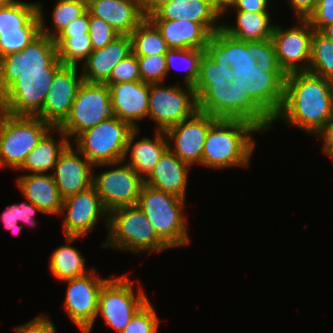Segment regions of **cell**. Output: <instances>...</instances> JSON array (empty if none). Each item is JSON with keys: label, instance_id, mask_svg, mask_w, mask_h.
<instances>
[{"label": "cell", "instance_id": "obj_9", "mask_svg": "<svg viewBox=\"0 0 333 333\" xmlns=\"http://www.w3.org/2000/svg\"><path fill=\"white\" fill-rule=\"evenodd\" d=\"M107 84L88 83L80 85L71 112L59 127L68 137H77L81 132L95 127L108 118H115Z\"/></svg>", "mask_w": 333, "mask_h": 333}, {"label": "cell", "instance_id": "obj_17", "mask_svg": "<svg viewBox=\"0 0 333 333\" xmlns=\"http://www.w3.org/2000/svg\"><path fill=\"white\" fill-rule=\"evenodd\" d=\"M77 68L63 65L54 75L43 107L36 116L51 127H60L71 112L77 91L84 81L82 73L77 75Z\"/></svg>", "mask_w": 333, "mask_h": 333}, {"label": "cell", "instance_id": "obj_13", "mask_svg": "<svg viewBox=\"0 0 333 333\" xmlns=\"http://www.w3.org/2000/svg\"><path fill=\"white\" fill-rule=\"evenodd\" d=\"M123 163L124 160L119 161L121 167L93 174V186L108 212L137 205L144 185V179L127 162Z\"/></svg>", "mask_w": 333, "mask_h": 333}, {"label": "cell", "instance_id": "obj_15", "mask_svg": "<svg viewBox=\"0 0 333 333\" xmlns=\"http://www.w3.org/2000/svg\"><path fill=\"white\" fill-rule=\"evenodd\" d=\"M297 21L296 26L287 30L275 25L271 36L279 66L286 75L309 69L314 29L307 19Z\"/></svg>", "mask_w": 333, "mask_h": 333}, {"label": "cell", "instance_id": "obj_53", "mask_svg": "<svg viewBox=\"0 0 333 333\" xmlns=\"http://www.w3.org/2000/svg\"><path fill=\"white\" fill-rule=\"evenodd\" d=\"M1 220L4 228L13 231L14 234H17L24 228L23 225H19L16 219V203L7 206L6 210L2 213Z\"/></svg>", "mask_w": 333, "mask_h": 333}, {"label": "cell", "instance_id": "obj_14", "mask_svg": "<svg viewBox=\"0 0 333 333\" xmlns=\"http://www.w3.org/2000/svg\"><path fill=\"white\" fill-rule=\"evenodd\" d=\"M93 268L88 274L63 280L68 282L64 307L73 323L89 333L98 316L99 295L104 283L109 279L97 276Z\"/></svg>", "mask_w": 333, "mask_h": 333}, {"label": "cell", "instance_id": "obj_37", "mask_svg": "<svg viewBox=\"0 0 333 333\" xmlns=\"http://www.w3.org/2000/svg\"><path fill=\"white\" fill-rule=\"evenodd\" d=\"M205 53V49H173L170 48L166 53V67L167 73L170 72V69L175 68L176 61L179 60L185 64L183 67L186 70V74L183 78L184 84L194 87L195 83L199 77L200 61L202 56ZM179 61V62H180ZM175 63V64H174ZM182 64V65H183ZM179 69V68H178ZM177 70V69H176ZM179 70H182L180 68Z\"/></svg>", "mask_w": 333, "mask_h": 333}, {"label": "cell", "instance_id": "obj_51", "mask_svg": "<svg viewBox=\"0 0 333 333\" xmlns=\"http://www.w3.org/2000/svg\"><path fill=\"white\" fill-rule=\"evenodd\" d=\"M297 19H308L317 5V0H287Z\"/></svg>", "mask_w": 333, "mask_h": 333}, {"label": "cell", "instance_id": "obj_42", "mask_svg": "<svg viewBox=\"0 0 333 333\" xmlns=\"http://www.w3.org/2000/svg\"><path fill=\"white\" fill-rule=\"evenodd\" d=\"M141 79L148 84L160 83L167 76L165 54L137 56Z\"/></svg>", "mask_w": 333, "mask_h": 333}, {"label": "cell", "instance_id": "obj_54", "mask_svg": "<svg viewBox=\"0 0 333 333\" xmlns=\"http://www.w3.org/2000/svg\"><path fill=\"white\" fill-rule=\"evenodd\" d=\"M170 1L172 0H140L142 14L145 17H149L162 4L168 3Z\"/></svg>", "mask_w": 333, "mask_h": 333}, {"label": "cell", "instance_id": "obj_28", "mask_svg": "<svg viewBox=\"0 0 333 333\" xmlns=\"http://www.w3.org/2000/svg\"><path fill=\"white\" fill-rule=\"evenodd\" d=\"M51 130H55L62 137L60 142L57 143L54 136L50 135ZM69 141L67 135L59 127H52L27 154L23 164L17 170H27L31 174H44V172L53 170L59 155L71 143Z\"/></svg>", "mask_w": 333, "mask_h": 333}, {"label": "cell", "instance_id": "obj_59", "mask_svg": "<svg viewBox=\"0 0 333 333\" xmlns=\"http://www.w3.org/2000/svg\"><path fill=\"white\" fill-rule=\"evenodd\" d=\"M80 1H83V2H85L86 4H88L90 1H92V0H80Z\"/></svg>", "mask_w": 333, "mask_h": 333}, {"label": "cell", "instance_id": "obj_36", "mask_svg": "<svg viewBox=\"0 0 333 333\" xmlns=\"http://www.w3.org/2000/svg\"><path fill=\"white\" fill-rule=\"evenodd\" d=\"M309 72L330 78L333 75V41L313 30Z\"/></svg>", "mask_w": 333, "mask_h": 333}, {"label": "cell", "instance_id": "obj_29", "mask_svg": "<svg viewBox=\"0 0 333 333\" xmlns=\"http://www.w3.org/2000/svg\"><path fill=\"white\" fill-rule=\"evenodd\" d=\"M236 24L228 26L222 23V30L229 36L246 42L270 39L274 26L270 22L269 12L236 11Z\"/></svg>", "mask_w": 333, "mask_h": 333}, {"label": "cell", "instance_id": "obj_52", "mask_svg": "<svg viewBox=\"0 0 333 333\" xmlns=\"http://www.w3.org/2000/svg\"><path fill=\"white\" fill-rule=\"evenodd\" d=\"M315 136L323 138V153L330 156L333 160V115Z\"/></svg>", "mask_w": 333, "mask_h": 333}, {"label": "cell", "instance_id": "obj_12", "mask_svg": "<svg viewBox=\"0 0 333 333\" xmlns=\"http://www.w3.org/2000/svg\"><path fill=\"white\" fill-rule=\"evenodd\" d=\"M58 59L57 46L40 33L22 51L0 58V96L22 73L44 72Z\"/></svg>", "mask_w": 333, "mask_h": 333}, {"label": "cell", "instance_id": "obj_57", "mask_svg": "<svg viewBox=\"0 0 333 333\" xmlns=\"http://www.w3.org/2000/svg\"><path fill=\"white\" fill-rule=\"evenodd\" d=\"M19 0H0V7H7L17 3Z\"/></svg>", "mask_w": 333, "mask_h": 333}, {"label": "cell", "instance_id": "obj_25", "mask_svg": "<svg viewBox=\"0 0 333 333\" xmlns=\"http://www.w3.org/2000/svg\"><path fill=\"white\" fill-rule=\"evenodd\" d=\"M25 200L33 203L43 214H60L63 198L52 173L26 174L17 179Z\"/></svg>", "mask_w": 333, "mask_h": 333}, {"label": "cell", "instance_id": "obj_49", "mask_svg": "<svg viewBox=\"0 0 333 333\" xmlns=\"http://www.w3.org/2000/svg\"><path fill=\"white\" fill-rule=\"evenodd\" d=\"M230 8L244 12H268V0H233Z\"/></svg>", "mask_w": 333, "mask_h": 333}, {"label": "cell", "instance_id": "obj_18", "mask_svg": "<svg viewBox=\"0 0 333 333\" xmlns=\"http://www.w3.org/2000/svg\"><path fill=\"white\" fill-rule=\"evenodd\" d=\"M216 119L198 110L189 118L167 129L165 131L167 141L174 142V147L168 143V149L190 166L194 163L201 165L206 136L210 125Z\"/></svg>", "mask_w": 333, "mask_h": 333}, {"label": "cell", "instance_id": "obj_47", "mask_svg": "<svg viewBox=\"0 0 333 333\" xmlns=\"http://www.w3.org/2000/svg\"><path fill=\"white\" fill-rule=\"evenodd\" d=\"M15 333H57L51 319L46 315L38 316L26 324L15 327Z\"/></svg>", "mask_w": 333, "mask_h": 333}, {"label": "cell", "instance_id": "obj_26", "mask_svg": "<svg viewBox=\"0 0 333 333\" xmlns=\"http://www.w3.org/2000/svg\"><path fill=\"white\" fill-rule=\"evenodd\" d=\"M160 30L169 48L205 49L212 34L201 24L189 20L150 19Z\"/></svg>", "mask_w": 333, "mask_h": 333}, {"label": "cell", "instance_id": "obj_6", "mask_svg": "<svg viewBox=\"0 0 333 333\" xmlns=\"http://www.w3.org/2000/svg\"><path fill=\"white\" fill-rule=\"evenodd\" d=\"M136 129L118 117L108 118L93 128L81 132L75 148L93 165L118 166L124 160L127 143Z\"/></svg>", "mask_w": 333, "mask_h": 333}, {"label": "cell", "instance_id": "obj_40", "mask_svg": "<svg viewBox=\"0 0 333 333\" xmlns=\"http://www.w3.org/2000/svg\"><path fill=\"white\" fill-rule=\"evenodd\" d=\"M40 33L41 29L0 32V58L22 51Z\"/></svg>", "mask_w": 333, "mask_h": 333}, {"label": "cell", "instance_id": "obj_21", "mask_svg": "<svg viewBox=\"0 0 333 333\" xmlns=\"http://www.w3.org/2000/svg\"><path fill=\"white\" fill-rule=\"evenodd\" d=\"M131 53V36H117L105 47L93 50L83 62V80L88 83L105 84L115 65Z\"/></svg>", "mask_w": 333, "mask_h": 333}, {"label": "cell", "instance_id": "obj_19", "mask_svg": "<svg viewBox=\"0 0 333 333\" xmlns=\"http://www.w3.org/2000/svg\"><path fill=\"white\" fill-rule=\"evenodd\" d=\"M79 153V154H77ZM81 154L82 159L79 157ZM94 165L71 143L59 155L52 174L63 199L86 190L93 185Z\"/></svg>", "mask_w": 333, "mask_h": 333}, {"label": "cell", "instance_id": "obj_27", "mask_svg": "<svg viewBox=\"0 0 333 333\" xmlns=\"http://www.w3.org/2000/svg\"><path fill=\"white\" fill-rule=\"evenodd\" d=\"M138 133H140L139 129H136L131 134L127 143L124 161H126L125 159L130 153L131 162L127 164L145 179L154 169L162 154L168 149L169 142L166 139L165 132L158 130L154 140L142 137V140L135 142L134 140ZM134 142L135 144L133 145Z\"/></svg>", "mask_w": 333, "mask_h": 333}, {"label": "cell", "instance_id": "obj_44", "mask_svg": "<svg viewBox=\"0 0 333 333\" xmlns=\"http://www.w3.org/2000/svg\"><path fill=\"white\" fill-rule=\"evenodd\" d=\"M89 35L95 50L105 47L120 34L104 20L89 14Z\"/></svg>", "mask_w": 333, "mask_h": 333}, {"label": "cell", "instance_id": "obj_39", "mask_svg": "<svg viewBox=\"0 0 333 333\" xmlns=\"http://www.w3.org/2000/svg\"><path fill=\"white\" fill-rule=\"evenodd\" d=\"M230 84H210L198 97L197 107L216 118H226V94Z\"/></svg>", "mask_w": 333, "mask_h": 333}, {"label": "cell", "instance_id": "obj_5", "mask_svg": "<svg viewBox=\"0 0 333 333\" xmlns=\"http://www.w3.org/2000/svg\"><path fill=\"white\" fill-rule=\"evenodd\" d=\"M185 199L143 185L137 205L149 219L158 237L169 247L189 244L186 216H183Z\"/></svg>", "mask_w": 333, "mask_h": 333}, {"label": "cell", "instance_id": "obj_22", "mask_svg": "<svg viewBox=\"0 0 333 333\" xmlns=\"http://www.w3.org/2000/svg\"><path fill=\"white\" fill-rule=\"evenodd\" d=\"M87 11L104 20L120 35H130L146 18L140 0H92L87 4Z\"/></svg>", "mask_w": 333, "mask_h": 333}, {"label": "cell", "instance_id": "obj_8", "mask_svg": "<svg viewBox=\"0 0 333 333\" xmlns=\"http://www.w3.org/2000/svg\"><path fill=\"white\" fill-rule=\"evenodd\" d=\"M62 66L57 59L44 72L22 73L0 96V109L12 116L36 117L43 107L55 73Z\"/></svg>", "mask_w": 333, "mask_h": 333}, {"label": "cell", "instance_id": "obj_33", "mask_svg": "<svg viewBox=\"0 0 333 333\" xmlns=\"http://www.w3.org/2000/svg\"><path fill=\"white\" fill-rule=\"evenodd\" d=\"M132 52L136 56L165 54L170 48L156 25L146 17L130 34Z\"/></svg>", "mask_w": 333, "mask_h": 333}, {"label": "cell", "instance_id": "obj_50", "mask_svg": "<svg viewBox=\"0 0 333 333\" xmlns=\"http://www.w3.org/2000/svg\"><path fill=\"white\" fill-rule=\"evenodd\" d=\"M28 202V203H27ZM22 202L20 204L16 203V219L18 222H24L25 224H30L34 226L35 220H34V214L36 212H41L42 211L37 208L33 203L29 201Z\"/></svg>", "mask_w": 333, "mask_h": 333}, {"label": "cell", "instance_id": "obj_56", "mask_svg": "<svg viewBox=\"0 0 333 333\" xmlns=\"http://www.w3.org/2000/svg\"><path fill=\"white\" fill-rule=\"evenodd\" d=\"M320 32L333 41V22L324 26Z\"/></svg>", "mask_w": 333, "mask_h": 333}, {"label": "cell", "instance_id": "obj_2", "mask_svg": "<svg viewBox=\"0 0 333 333\" xmlns=\"http://www.w3.org/2000/svg\"><path fill=\"white\" fill-rule=\"evenodd\" d=\"M333 115V93L329 80L309 71L286 75L284 100L272 121L287 123L317 134Z\"/></svg>", "mask_w": 333, "mask_h": 333}, {"label": "cell", "instance_id": "obj_32", "mask_svg": "<svg viewBox=\"0 0 333 333\" xmlns=\"http://www.w3.org/2000/svg\"><path fill=\"white\" fill-rule=\"evenodd\" d=\"M84 264L85 258L81 253L76 248L65 245L54 250L50 256L49 268L54 277L63 281L84 276L93 269L87 272Z\"/></svg>", "mask_w": 333, "mask_h": 333}, {"label": "cell", "instance_id": "obj_7", "mask_svg": "<svg viewBox=\"0 0 333 333\" xmlns=\"http://www.w3.org/2000/svg\"><path fill=\"white\" fill-rule=\"evenodd\" d=\"M51 128L38 117L12 116L0 109V168L18 169Z\"/></svg>", "mask_w": 333, "mask_h": 333}, {"label": "cell", "instance_id": "obj_16", "mask_svg": "<svg viewBox=\"0 0 333 333\" xmlns=\"http://www.w3.org/2000/svg\"><path fill=\"white\" fill-rule=\"evenodd\" d=\"M65 212L63 229L67 244L91 231L100 217L108 225L109 212L104 208L93 185L63 199L61 214Z\"/></svg>", "mask_w": 333, "mask_h": 333}, {"label": "cell", "instance_id": "obj_31", "mask_svg": "<svg viewBox=\"0 0 333 333\" xmlns=\"http://www.w3.org/2000/svg\"><path fill=\"white\" fill-rule=\"evenodd\" d=\"M19 29H41L38 3H17L0 7V32L19 31Z\"/></svg>", "mask_w": 333, "mask_h": 333}, {"label": "cell", "instance_id": "obj_48", "mask_svg": "<svg viewBox=\"0 0 333 333\" xmlns=\"http://www.w3.org/2000/svg\"><path fill=\"white\" fill-rule=\"evenodd\" d=\"M89 34V12L69 23L57 35H83Z\"/></svg>", "mask_w": 333, "mask_h": 333}, {"label": "cell", "instance_id": "obj_20", "mask_svg": "<svg viewBox=\"0 0 333 333\" xmlns=\"http://www.w3.org/2000/svg\"><path fill=\"white\" fill-rule=\"evenodd\" d=\"M108 86L116 117L139 129L136 121L148 118L150 84L131 81Z\"/></svg>", "mask_w": 333, "mask_h": 333}, {"label": "cell", "instance_id": "obj_24", "mask_svg": "<svg viewBox=\"0 0 333 333\" xmlns=\"http://www.w3.org/2000/svg\"><path fill=\"white\" fill-rule=\"evenodd\" d=\"M189 166L167 149L144 179V184L185 199Z\"/></svg>", "mask_w": 333, "mask_h": 333}, {"label": "cell", "instance_id": "obj_43", "mask_svg": "<svg viewBox=\"0 0 333 333\" xmlns=\"http://www.w3.org/2000/svg\"><path fill=\"white\" fill-rule=\"evenodd\" d=\"M142 81L137 56L132 52L112 69L107 85Z\"/></svg>", "mask_w": 333, "mask_h": 333}, {"label": "cell", "instance_id": "obj_41", "mask_svg": "<svg viewBox=\"0 0 333 333\" xmlns=\"http://www.w3.org/2000/svg\"><path fill=\"white\" fill-rule=\"evenodd\" d=\"M158 328L159 318L148 301L134 314L129 324L120 333H157Z\"/></svg>", "mask_w": 333, "mask_h": 333}, {"label": "cell", "instance_id": "obj_30", "mask_svg": "<svg viewBox=\"0 0 333 333\" xmlns=\"http://www.w3.org/2000/svg\"><path fill=\"white\" fill-rule=\"evenodd\" d=\"M226 118L244 119L260 130H269L272 120L248 97L230 83L226 94Z\"/></svg>", "mask_w": 333, "mask_h": 333}, {"label": "cell", "instance_id": "obj_23", "mask_svg": "<svg viewBox=\"0 0 333 333\" xmlns=\"http://www.w3.org/2000/svg\"><path fill=\"white\" fill-rule=\"evenodd\" d=\"M221 16L208 0H172L162 4L148 18L201 23L213 35L222 29V23L217 22Z\"/></svg>", "mask_w": 333, "mask_h": 333}, {"label": "cell", "instance_id": "obj_10", "mask_svg": "<svg viewBox=\"0 0 333 333\" xmlns=\"http://www.w3.org/2000/svg\"><path fill=\"white\" fill-rule=\"evenodd\" d=\"M137 293L135 295L132 282L126 275L108 279L99 295L98 315L104 318L106 325L122 332L134 314L149 301L140 287Z\"/></svg>", "mask_w": 333, "mask_h": 333}, {"label": "cell", "instance_id": "obj_46", "mask_svg": "<svg viewBox=\"0 0 333 333\" xmlns=\"http://www.w3.org/2000/svg\"><path fill=\"white\" fill-rule=\"evenodd\" d=\"M310 26L320 31L324 26L333 22V0H317L313 13L308 17Z\"/></svg>", "mask_w": 333, "mask_h": 333}, {"label": "cell", "instance_id": "obj_35", "mask_svg": "<svg viewBox=\"0 0 333 333\" xmlns=\"http://www.w3.org/2000/svg\"><path fill=\"white\" fill-rule=\"evenodd\" d=\"M87 11V4L80 0H57L52 13L54 31H47L42 11V5L38 3V15L41 21V33L54 38L63 28Z\"/></svg>", "mask_w": 333, "mask_h": 333}, {"label": "cell", "instance_id": "obj_55", "mask_svg": "<svg viewBox=\"0 0 333 333\" xmlns=\"http://www.w3.org/2000/svg\"><path fill=\"white\" fill-rule=\"evenodd\" d=\"M217 11L224 16V12L229 11L228 8L231 7L233 0H208Z\"/></svg>", "mask_w": 333, "mask_h": 333}, {"label": "cell", "instance_id": "obj_58", "mask_svg": "<svg viewBox=\"0 0 333 333\" xmlns=\"http://www.w3.org/2000/svg\"><path fill=\"white\" fill-rule=\"evenodd\" d=\"M328 80H329L331 91L333 93V75L330 78H328Z\"/></svg>", "mask_w": 333, "mask_h": 333}, {"label": "cell", "instance_id": "obj_4", "mask_svg": "<svg viewBox=\"0 0 333 333\" xmlns=\"http://www.w3.org/2000/svg\"><path fill=\"white\" fill-rule=\"evenodd\" d=\"M108 238L101 247L141 252H161L169 247L158 237L138 205L116 208L109 212Z\"/></svg>", "mask_w": 333, "mask_h": 333}, {"label": "cell", "instance_id": "obj_38", "mask_svg": "<svg viewBox=\"0 0 333 333\" xmlns=\"http://www.w3.org/2000/svg\"><path fill=\"white\" fill-rule=\"evenodd\" d=\"M232 68L229 64L215 63L206 53L201 58L199 77L194 85L198 97L210 84L232 83Z\"/></svg>", "mask_w": 333, "mask_h": 333}, {"label": "cell", "instance_id": "obj_3", "mask_svg": "<svg viewBox=\"0 0 333 333\" xmlns=\"http://www.w3.org/2000/svg\"><path fill=\"white\" fill-rule=\"evenodd\" d=\"M261 131L252 122L237 118H217L209 127L202 152L201 166L214 169L248 166L255 141Z\"/></svg>", "mask_w": 333, "mask_h": 333}, {"label": "cell", "instance_id": "obj_1", "mask_svg": "<svg viewBox=\"0 0 333 333\" xmlns=\"http://www.w3.org/2000/svg\"><path fill=\"white\" fill-rule=\"evenodd\" d=\"M205 53L215 62L229 64L232 83L273 121L284 100L286 74L281 68H263L253 58V41L229 36L222 29L209 39Z\"/></svg>", "mask_w": 333, "mask_h": 333}, {"label": "cell", "instance_id": "obj_45", "mask_svg": "<svg viewBox=\"0 0 333 333\" xmlns=\"http://www.w3.org/2000/svg\"><path fill=\"white\" fill-rule=\"evenodd\" d=\"M252 56L263 68H280L271 38L253 41Z\"/></svg>", "mask_w": 333, "mask_h": 333}, {"label": "cell", "instance_id": "obj_11", "mask_svg": "<svg viewBox=\"0 0 333 333\" xmlns=\"http://www.w3.org/2000/svg\"><path fill=\"white\" fill-rule=\"evenodd\" d=\"M161 86L150 84L148 117L157 123L158 131H166L196 111L197 97L192 86Z\"/></svg>", "mask_w": 333, "mask_h": 333}, {"label": "cell", "instance_id": "obj_34", "mask_svg": "<svg viewBox=\"0 0 333 333\" xmlns=\"http://www.w3.org/2000/svg\"><path fill=\"white\" fill-rule=\"evenodd\" d=\"M54 43L57 46L58 59L63 65L77 66L83 62L93 51L89 34L83 35H56Z\"/></svg>", "mask_w": 333, "mask_h": 333}]
</instances>
